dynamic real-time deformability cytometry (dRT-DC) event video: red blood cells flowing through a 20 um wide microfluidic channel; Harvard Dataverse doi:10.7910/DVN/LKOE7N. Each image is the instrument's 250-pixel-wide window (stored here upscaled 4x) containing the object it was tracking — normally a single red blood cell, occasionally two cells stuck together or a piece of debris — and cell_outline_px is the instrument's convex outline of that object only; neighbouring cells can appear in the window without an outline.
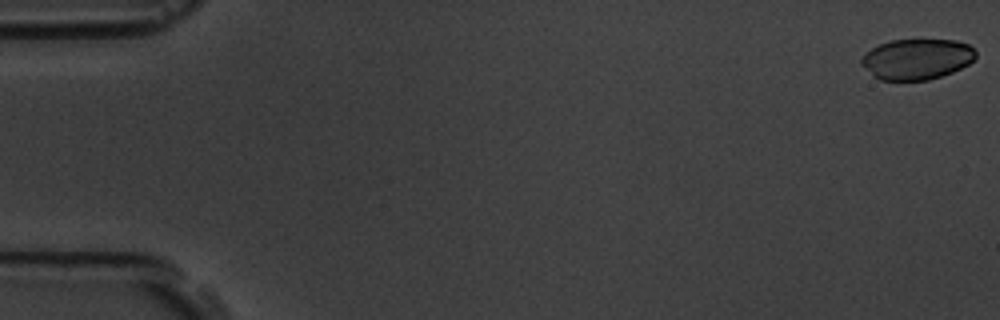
{"species": "common noctule bat (a hibernating species)", "species_latin": "Nyctalus noctula", "temperature_condition": "room temperature", "stored_images_in_passage": 56, "camera_frame_rate_fps": 3000, "um_per_image_px": 0.085, "animal": {"sex": "male", "body_mass_g": 19.5, "forearm_length_mm": 54.6}, "frame": {"image": 1, "passage_image": 1, "time_ms": 0.0, "image_size_px": [1000, 320], "cell_outline_px": [[976, 56], [968, 64], [952, 72], [928, 80], [880, 80], [872, 76], [860, 64], [860, 60], [872, 48], [880, 44], [892, 40], [956, 40], [968, 44], [976, 52]], "centroid_in_image_um": [77.91, 5.03], "position_along_channel_um": 7.1, "area_um2": 26.93}}
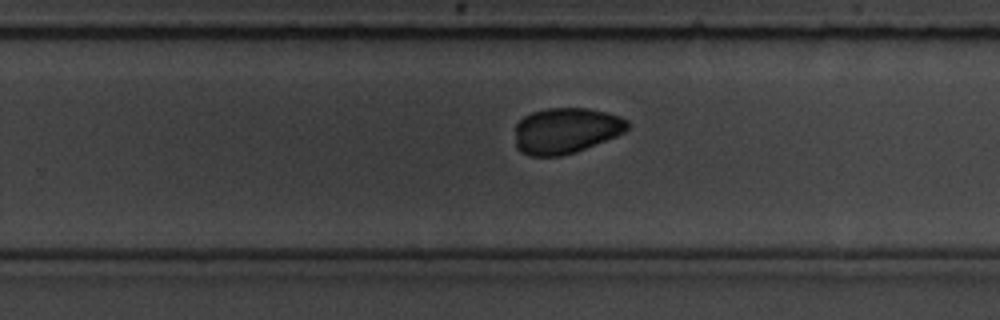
{"frame": {"image": 2, "passage_image": 36, "time_ms": 11.667, "image_size_px": [1000, 320], "cell_outline_px": [[628, 128], [624, 132], [616, 136], [576, 152], [560, 156], [528, 156], [520, 152], [516, 148], [516, 124], [524, 116], [532, 112], [548, 108], [588, 108], [620, 116], [628, 120]], "centroid_in_image_um": [48.08, 11.11], "position_along_channel_um": 281.7, "area_um2": 30.06}}
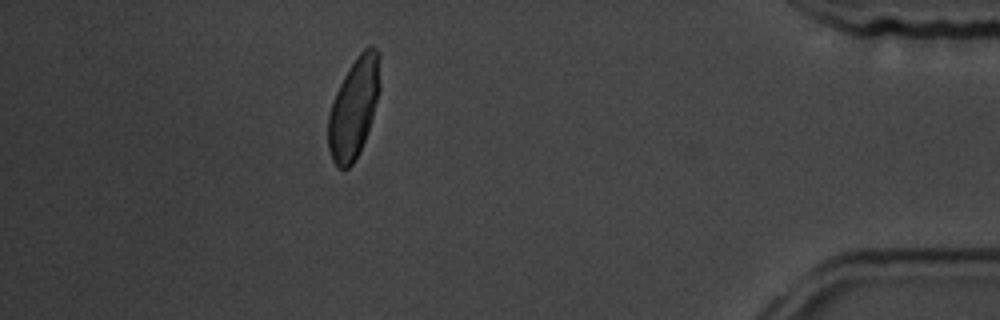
{"frame": {"image": 3, "passage_image": 50, "time_ms": 16.333, "image_size_px": [1000, 320], "cell_outline_px": [[380, 88], [372, 116], [360, 152], [352, 164], [348, 168], [336, 168], [332, 160], [328, 148], [328, 116], [332, 100], [344, 76], [356, 56], [368, 44], [372, 44], [380, 52]], "centroid_in_image_um": [30.08, 9.13], "position_along_channel_um": 405.1, "area_um2": 30.35}}